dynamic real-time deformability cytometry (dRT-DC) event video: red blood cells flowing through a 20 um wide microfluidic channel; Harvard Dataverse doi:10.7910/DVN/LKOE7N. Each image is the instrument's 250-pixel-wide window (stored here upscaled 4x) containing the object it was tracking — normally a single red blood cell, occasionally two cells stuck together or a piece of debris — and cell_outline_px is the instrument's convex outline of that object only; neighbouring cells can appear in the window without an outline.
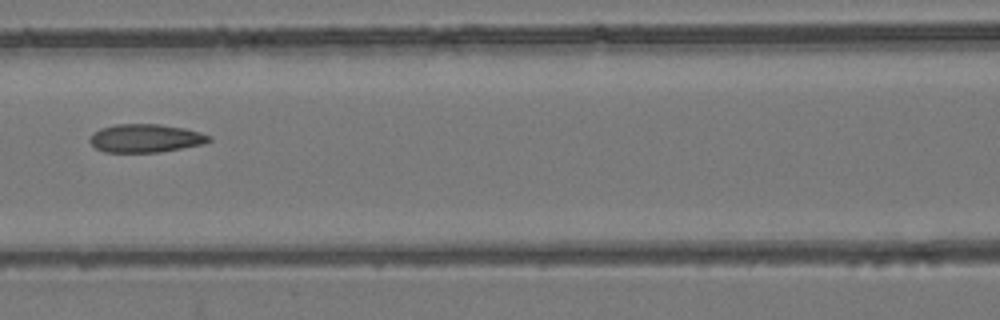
{"species": "common noctule bat (a hibernating species)", "species_latin": "Nyctalus noctula", "temperature_condition": "room temperature", "stored_images_in_passage": 7, "camera_frame_rate_fps": 3000, "um_per_image_px": 0.085, "animal": {"sex": "female", "body_mass_g": 24.6, "forearm_length_mm": 56.2}, "frame": {"image": 1, "passage_image": 7, "time_ms": 2.0, "image_size_px": [1000, 320], "cell_outline_px": [[212, 140], [204, 144], [160, 152], [104, 152], [96, 148], [88, 140], [100, 128], [116, 124], [160, 124], [184, 128], [200, 132], [212, 136]], "centroid_in_image_um": [12.41, 11.75], "position_along_channel_um": 154.2, "area_um2": 19.65}}